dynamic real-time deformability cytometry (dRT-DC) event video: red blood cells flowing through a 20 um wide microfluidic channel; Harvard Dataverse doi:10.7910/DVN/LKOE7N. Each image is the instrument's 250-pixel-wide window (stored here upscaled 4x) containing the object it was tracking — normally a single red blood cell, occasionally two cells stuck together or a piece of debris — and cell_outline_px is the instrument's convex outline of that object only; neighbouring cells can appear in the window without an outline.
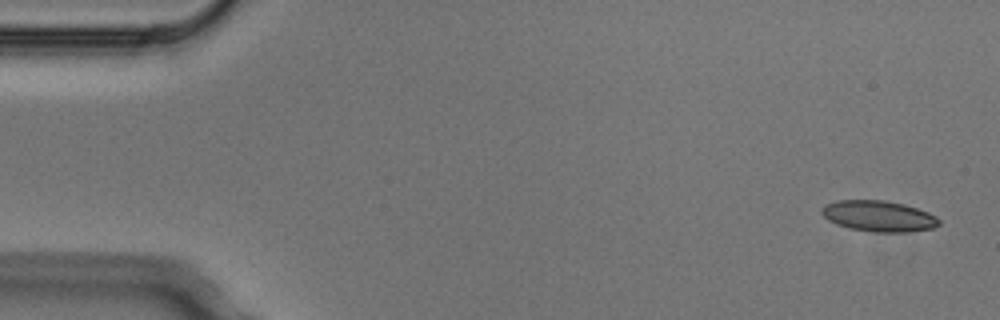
{"species": "Egyptian fruit bat (a non-hibernating species)", "species_latin": "Rousettus aegyptiacus", "temperature_condition": "cold", "stored_images_in_passage": 4, "camera_frame_rate_fps": 3000, "um_per_image_px": 0.085, "animal": {"sex": "male"}, "frame": {"image": 1, "passage_image": 1, "time_ms": 0.0, "image_size_px": [1000, 320], "cell_outline_px": [[940, 224], [932, 228], [908, 232], [876, 232], [852, 228], [836, 224], [828, 220], [820, 212], [824, 204], [836, 200], [884, 200], [904, 204], [928, 212], [936, 216], [940, 220]], "centroid_in_image_um": [74.68, 18.36], "position_along_channel_um": 10.3, "area_um2": 21.1}}
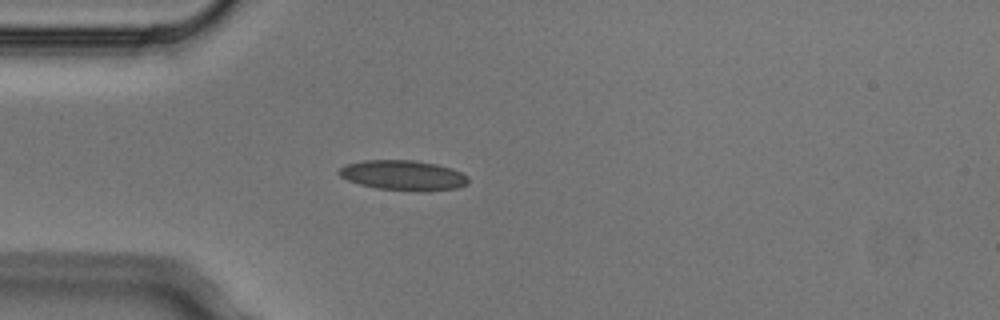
{"frame": {"image": 2, "passage_image": 4, "time_ms": 1.0, "image_size_px": [1000, 320], "cell_outline_px": [[468, 184], [460, 188], [420, 192], [376, 188], [360, 184], [348, 180], [340, 176], [336, 172], [344, 164], [364, 160], [412, 160], [436, 164], [452, 168], [468, 176]], "centroid_in_image_um": [34.28, 14.91], "position_along_channel_um": 50.7, "area_um2": 22.89}}